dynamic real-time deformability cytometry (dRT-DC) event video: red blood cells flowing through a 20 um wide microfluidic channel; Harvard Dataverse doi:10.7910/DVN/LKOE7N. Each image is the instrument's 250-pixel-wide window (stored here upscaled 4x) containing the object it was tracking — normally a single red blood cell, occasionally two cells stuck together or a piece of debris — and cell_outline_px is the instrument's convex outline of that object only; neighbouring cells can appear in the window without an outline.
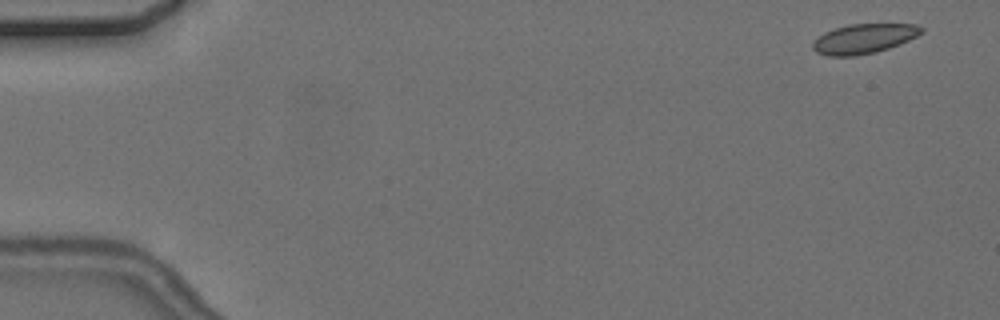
{"species": "common noctule bat (a hibernating species)", "species_latin": "Nyctalus noctula", "temperature_condition": "cold", "stored_images_in_passage": 6, "camera_frame_rate_fps": 3000, "um_per_image_px": 0.085, "animal": {"sex": "female", "body_mass_g": 24.6, "forearm_length_mm": 56.2}, "frame": {"image": 1, "passage_image": 1, "time_ms": 0.0, "image_size_px": [1000, 320], "cell_outline_px": [[924, 32], [908, 40], [888, 48], [876, 52], [856, 56], [828, 56], [816, 52], [812, 48], [812, 40], [824, 32], [848, 24], [916, 24], [924, 28]], "centroid_in_image_um": [73.4, 3.29], "position_along_channel_um": 11.6, "area_um2": 18.84}}
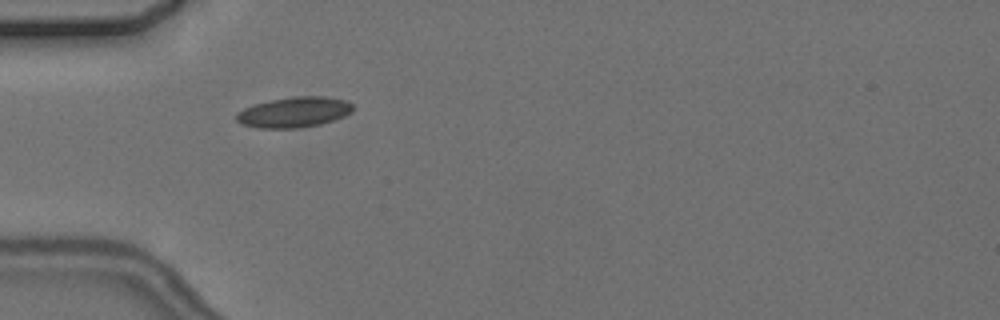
{"frame": {"image": 2, "passage_image": 5, "time_ms": 5.0, "image_size_px": [1000, 320], "cell_outline_px": [[352, 112], [344, 116], [320, 124], [300, 128], [256, 128], [240, 124], [236, 120], [236, 112], [252, 104], [268, 100], [296, 96], [324, 96], [344, 100], [352, 104]], "centroid_in_image_um": [24.93, 9.54], "position_along_channel_um": 60.1, "area_um2": 20.81}}
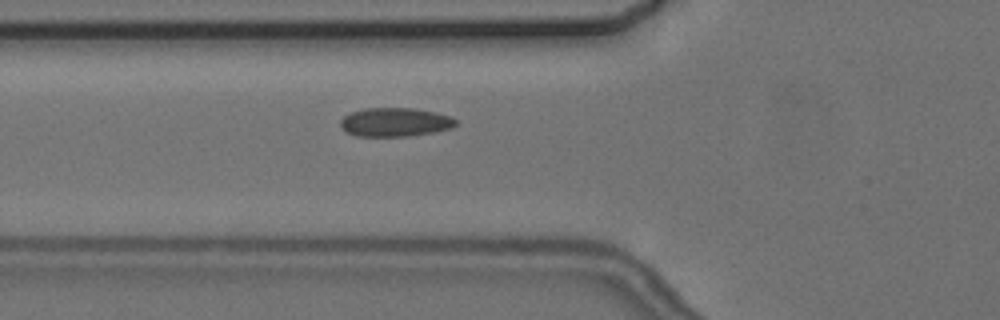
{"frame": {"image": 3, "passage_image": 6, "time_ms": 6.0, "image_size_px": [1000, 320], "cell_outline_px": [[456, 124], [452, 128], [432, 132], [408, 136], [356, 136], [344, 132], [340, 128], [340, 120], [344, 116], [352, 112], [364, 108], [412, 108], [436, 112], [452, 116], [456, 120]], "centroid_in_image_um": [33.55, 10.38], "position_along_channel_um": 92.2, "area_um2": 19.48}}